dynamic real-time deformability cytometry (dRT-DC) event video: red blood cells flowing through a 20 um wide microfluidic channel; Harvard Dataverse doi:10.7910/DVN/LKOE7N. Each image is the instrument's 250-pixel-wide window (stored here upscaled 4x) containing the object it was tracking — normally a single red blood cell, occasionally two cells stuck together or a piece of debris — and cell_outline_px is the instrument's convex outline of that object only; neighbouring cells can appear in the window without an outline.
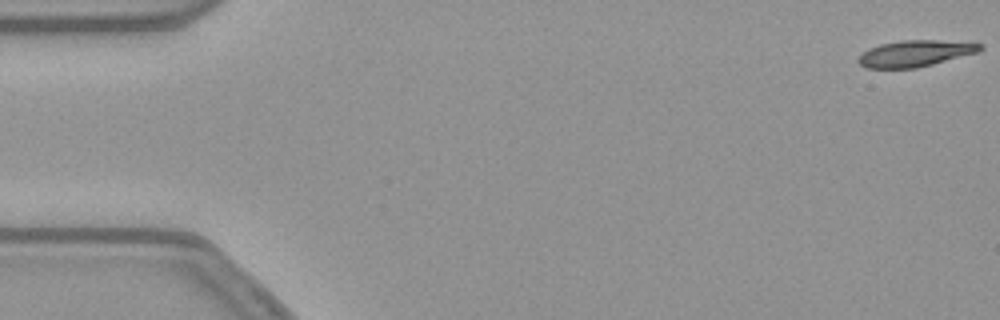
{"species": "common noctule bat (a hibernating species)", "species_latin": "Nyctalus noctula", "temperature_condition": "warm", "stored_images_in_passage": 55, "segment_of_instrument_passage": [1, 2], "camera_frame_rate_fps": 3000, "um_per_image_px": 0.085, "animal": {"sex": "female", "body_mass_g": 21.9}, "frame": {"image": 1, "passage_image": 1, "time_ms": 0.0, "image_size_px": [1000, 320], "cell_outline_px": [[984, 48], [980, 52], [916, 68], [868, 68], [860, 64], [856, 60], [868, 48], [880, 44], [900, 40], [936, 40], [984, 44]], "centroid_in_image_um": [77.81, 4.54], "position_along_channel_um": 7.2, "area_um2": 18.67}}
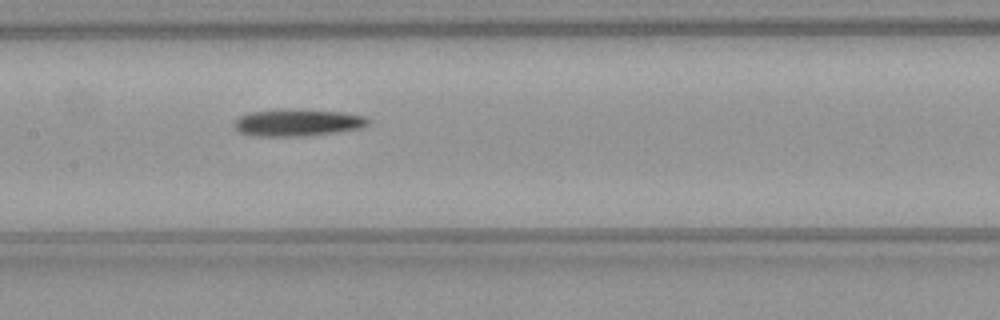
{"frame": {"image": 2, "passage_image": 26, "time_ms": 8.333, "image_size_px": [1000, 320], "cell_outline_px": [[368, 124], [360, 128], [336, 132], [304, 136], [256, 136], [240, 132], [236, 128], [236, 120], [240, 116], [248, 112], [296, 108], [340, 112], [368, 116]], "centroid_in_image_um": [25.32, 10.41], "position_along_channel_um": 182.1, "area_um2": 21.04}}
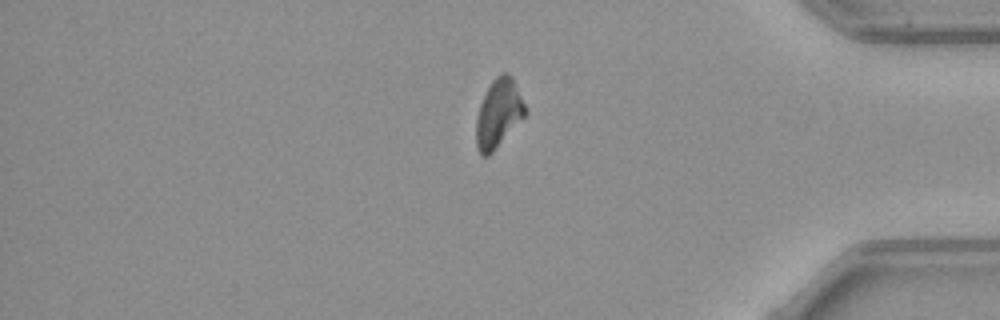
{"frame": {"image": 3, "passage_image": 45, "time_ms": 14.667, "image_size_px": [1000, 320], "cell_outline_px": [[528, 112], [492, 152], [488, 156], [480, 156], [476, 144], [476, 120], [480, 104], [492, 80], [500, 72], [508, 72], [512, 76]], "centroid_in_image_um": [42.37, 9.62], "position_along_channel_um": 392.8, "area_um2": 19.36}}